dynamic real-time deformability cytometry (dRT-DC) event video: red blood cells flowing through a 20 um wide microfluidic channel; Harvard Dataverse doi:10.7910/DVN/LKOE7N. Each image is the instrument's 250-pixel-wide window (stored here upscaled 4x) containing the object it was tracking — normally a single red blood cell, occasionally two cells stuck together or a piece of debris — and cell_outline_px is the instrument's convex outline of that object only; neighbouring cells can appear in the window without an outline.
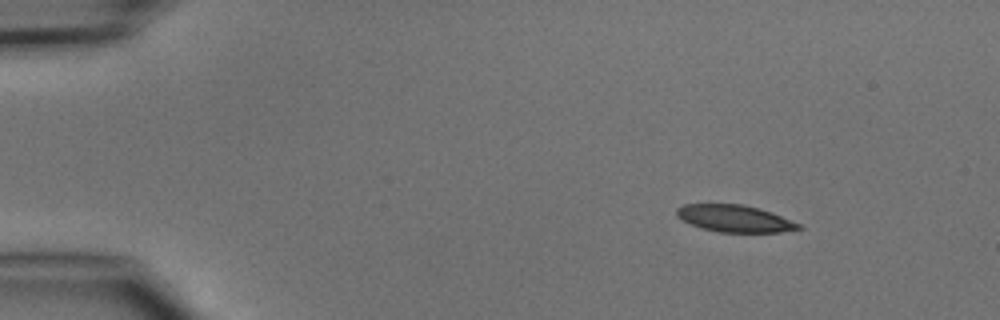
{"species": "common noctule bat (a hibernating species)", "species_latin": "Nyctalus noctula", "temperature_condition": "cold", "stored_images_in_passage": 4, "camera_frame_rate_fps": 3000, "um_per_image_px": 0.085, "animal": {"sex": "male", "body_mass_g": 15.6}, "frame": {"image": 1, "passage_image": 1, "time_ms": 0.0, "image_size_px": [1000, 320], "cell_outline_px": [[804, 228], [780, 232], [720, 232], [700, 228], [676, 216], [676, 208], [684, 204], [744, 204], [772, 212], [800, 224]], "centroid_in_image_um": [62.45, 18.57], "position_along_channel_um": 22.6, "area_um2": 19.13}}
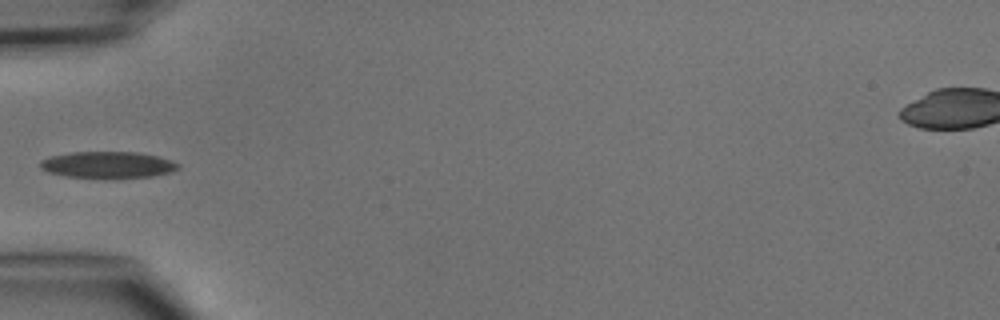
{"frame": {"image": 2, "passage_image": 4, "time_ms": 3.333, "image_size_px": [1000, 320], "cell_outline_px": [[180, 168], [172, 172], [152, 176], [64, 176], [48, 172], [40, 168], [40, 160], [52, 156], [72, 152], [136, 152], [156, 156], [172, 160], [180, 164]], "centroid_in_image_um": [9.18, 13.98], "position_along_channel_um": 75.8, "area_um2": 20.69}}